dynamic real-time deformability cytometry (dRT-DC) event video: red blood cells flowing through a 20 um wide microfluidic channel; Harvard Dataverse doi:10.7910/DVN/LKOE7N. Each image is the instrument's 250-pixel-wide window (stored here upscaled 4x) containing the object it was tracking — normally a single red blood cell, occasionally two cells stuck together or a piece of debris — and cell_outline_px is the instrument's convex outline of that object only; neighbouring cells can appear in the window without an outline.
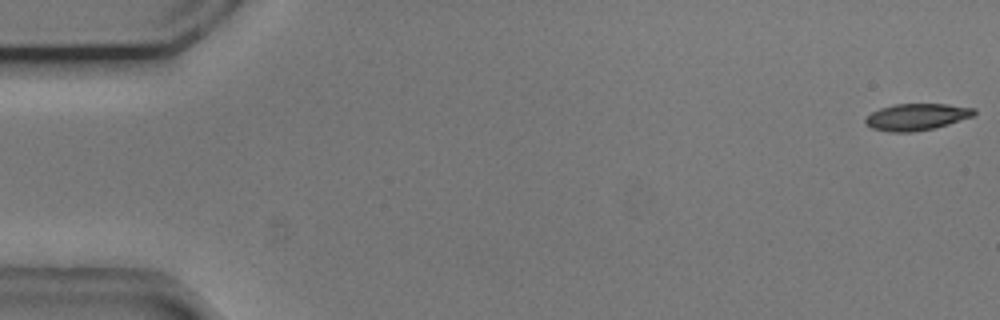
{"species": "common noctule bat (a hibernating species)", "species_latin": "Nyctalus noctula", "temperature_condition": "cold", "stored_images_in_passage": 13, "camera_frame_rate_fps": 3000, "um_per_image_px": 0.085, "animal": {"sex": "male", "body_mass_g": 20.5, "forearm_length_mm": 52.5}, "frame": {"image": 1, "passage_image": 1, "time_ms": 0.0, "image_size_px": [1000, 320], "cell_outline_px": [[976, 112], [972, 116], [936, 128], [912, 132], [888, 132], [872, 128], [864, 124], [864, 120], [872, 112], [880, 108], [896, 104], [948, 104], [976, 108]], "centroid_in_image_um": [77.9, 9.94], "position_along_channel_um": 7.1, "area_um2": 16.94}}